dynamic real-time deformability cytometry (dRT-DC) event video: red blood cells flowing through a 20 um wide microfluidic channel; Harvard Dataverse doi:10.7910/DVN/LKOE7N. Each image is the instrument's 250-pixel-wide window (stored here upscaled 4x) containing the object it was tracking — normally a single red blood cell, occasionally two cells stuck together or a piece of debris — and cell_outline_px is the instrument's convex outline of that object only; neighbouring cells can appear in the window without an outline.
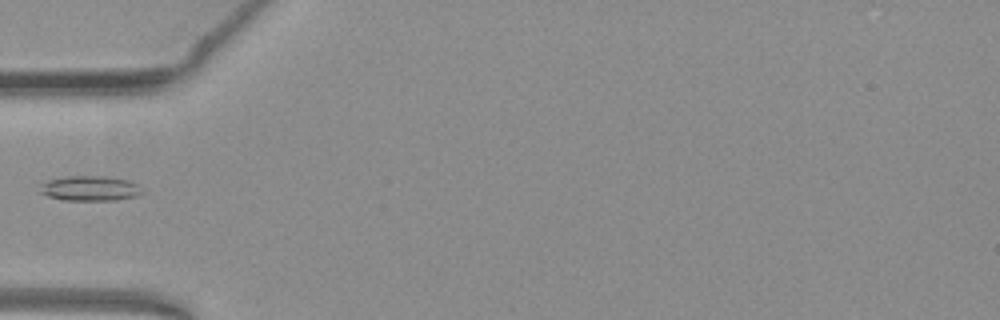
{"species": "common noctule bat (a hibernating species)", "species_latin": "Nyctalus noctula", "temperature_condition": "warm", "stored_images_in_passage": 33, "camera_frame_rate_fps": 3000, "um_per_image_px": 0.085, "animal": {"sex": "female", "body_mass_g": 19.3, "forearm_length_mm": 54.1}, "frame": {"image": 1, "passage_image": 1, "time_ms": 0.0, "image_size_px": [1000, 320], "cell_outline_px": [[140, 192], [136, 196], [116, 200], [64, 200], [48, 196], [40, 192], [40, 184], [48, 180], [64, 176], [104, 176], [128, 180], [136, 184]], "centroid_in_image_um": [7.58, 16.0], "position_along_channel_um": 77.4, "area_um2": 14.68}}
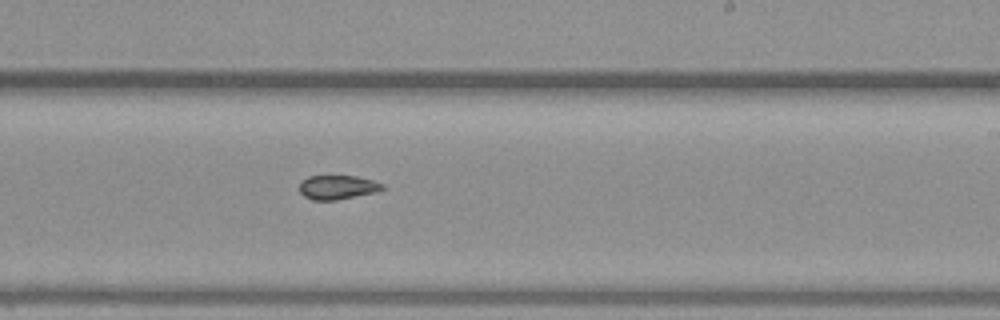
{"frame": {"image": 2, "passage_image": 15, "time_ms": 4.667, "image_size_px": [1000, 320], "cell_outline_px": [[384, 188], [376, 192], [336, 200], [312, 200], [304, 196], [300, 192], [300, 184], [308, 176], [356, 176], [372, 180], [384, 184]], "centroid_in_image_um": [28.7, 15.92], "position_along_channel_um": 260.3, "area_um2": 11.56}}
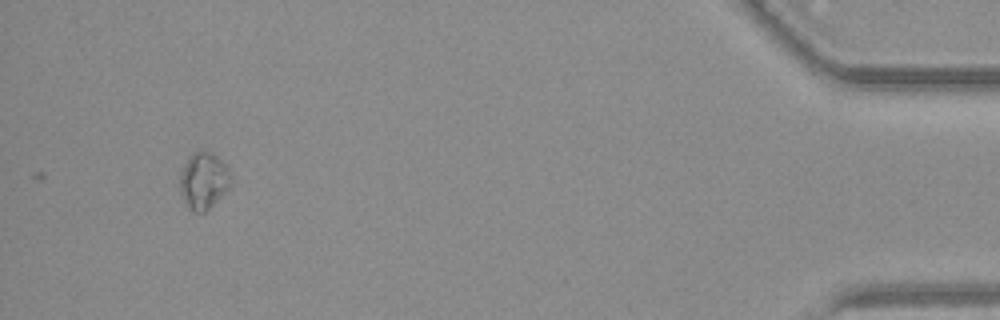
{"frame": {"image": 3, "passage_image": 33, "time_ms": 10.667, "image_size_px": [1000, 320], "cell_outline_px": [[232, 176], [228, 188], [204, 212], [192, 212], [188, 208], [180, 192], [180, 172], [188, 156], [192, 152], [208, 152], [216, 156], [232, 172]], "centroid_in_image_um": [17.28, 15.35], "position_along_channel_um": 417.9, "area_um2": 16.59}}